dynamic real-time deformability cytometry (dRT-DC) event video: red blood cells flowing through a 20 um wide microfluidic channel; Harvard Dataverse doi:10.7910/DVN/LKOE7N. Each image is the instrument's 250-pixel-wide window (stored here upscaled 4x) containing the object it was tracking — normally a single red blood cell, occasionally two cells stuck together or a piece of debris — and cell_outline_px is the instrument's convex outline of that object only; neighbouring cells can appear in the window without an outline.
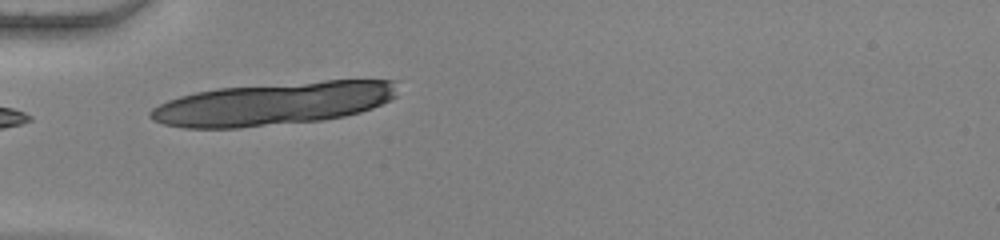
{"species": "human", "species_latin": "Homo sapiens", "temperature_condition": "warm", "stored_images_in_passage": 5, "camera_frame_rate_fps": 3000, "um_per_image_px": 0.085, "donor": {"sex": "female"}, "frame": {"image": 1, "passage_image": 1, "time_ms": 0.0, "image_size_px": [1000, 240], "cell_outline_px": [[396, 96], [372, 108], [360, 112], [344, 116], [324, 120], [240, 128], [184, 128], [164, 124], [152, 120], [148, 116], [148, 112], [152, 108], [168, 100], [180, 96], [196, 92], [216, 88], [324, 80], [396, 80]], "centroid_in_image_um": [23.2, 8.82], "position_along_channel_um": 61.8, "area_um2": 61.96}}